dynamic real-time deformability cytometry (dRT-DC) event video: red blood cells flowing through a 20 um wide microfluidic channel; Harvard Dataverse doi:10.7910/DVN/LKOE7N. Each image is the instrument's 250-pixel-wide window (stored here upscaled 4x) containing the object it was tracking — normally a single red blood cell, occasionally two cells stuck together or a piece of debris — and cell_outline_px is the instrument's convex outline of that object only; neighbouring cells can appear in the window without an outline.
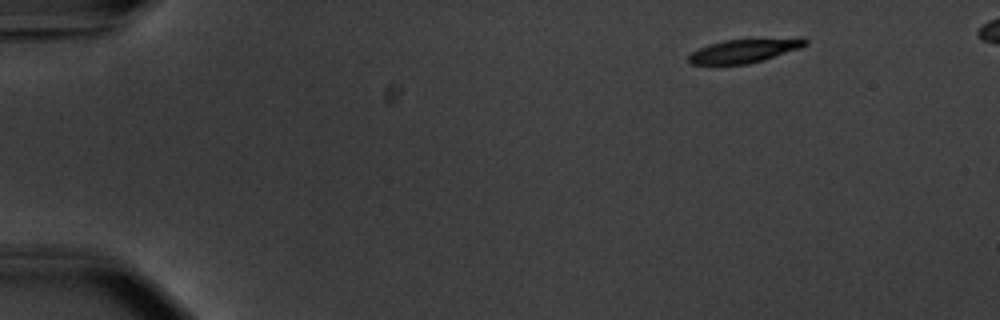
{"species": "common noctule bat (a hibernating species)", "species_latin": "Nyctalus noctula", "temperature_condition": "warm", "stored_images_in_passage": 17, "segment_of_instrument_passage": [2, 2], "camera_frame_rate_fps": 3000, "um_per_image_px": 0.085, "animal": {"sex": "male", "body_mass_g": 20.1, "forearm_length_mm": 53.5}, "frame": {"image": 1, "passage_image": 17, "time_ms": 5.333, "image_size_px": [1000, 320], "cell_outline_px": [[808, 44], [800, 48], [764, 60], [748, 64], [692, 64], [688, 60], [688, 56], [692, 52], [708, 44], [724, 40], [800, 36], [804, 36], [808, 40]], "centroid_in_image_um": [63.38, 4.28], "position_along_channel_um": 21.6, "area_um2": 16.59}}